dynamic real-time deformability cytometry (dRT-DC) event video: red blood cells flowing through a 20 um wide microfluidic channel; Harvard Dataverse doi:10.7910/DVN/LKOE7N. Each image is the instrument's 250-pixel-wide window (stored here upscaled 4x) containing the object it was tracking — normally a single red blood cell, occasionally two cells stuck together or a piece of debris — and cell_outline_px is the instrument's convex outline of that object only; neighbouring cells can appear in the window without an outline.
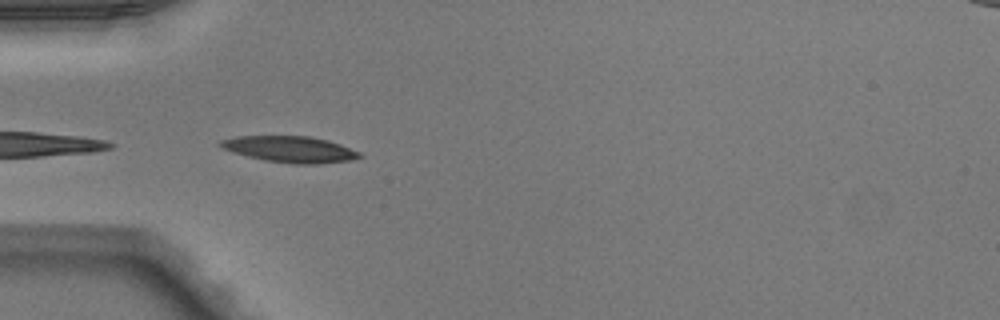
{"species": "Egyptian fruit bat (a non-hibernating species)", "species_latin": "Rousettus aegyptiacus", "temperature_condition": "warm", "stored_images_in_passage": 3, "camera_frame_rate_fps": 3000, "um_per_image_px": 0.085, "animal": {"sex": "male"}, "frame": {"image": 1, "passage_image": 1, "time_ms": 0.0, "image_size_px": [1000, 320], "cell_outline_px": [[364, 156], [352, 160], [316, 164], [292, 164], [264, 160], [232, 152], [220, 148], [216, 144], [220, 140], [236, 136], [308, 136], [328, 140], [340, 144], [360, 152]], "centroid_in_image_um": [24.63, 12.69], "position_along_channel_um": 60.4, "area_um2": 21.44}}